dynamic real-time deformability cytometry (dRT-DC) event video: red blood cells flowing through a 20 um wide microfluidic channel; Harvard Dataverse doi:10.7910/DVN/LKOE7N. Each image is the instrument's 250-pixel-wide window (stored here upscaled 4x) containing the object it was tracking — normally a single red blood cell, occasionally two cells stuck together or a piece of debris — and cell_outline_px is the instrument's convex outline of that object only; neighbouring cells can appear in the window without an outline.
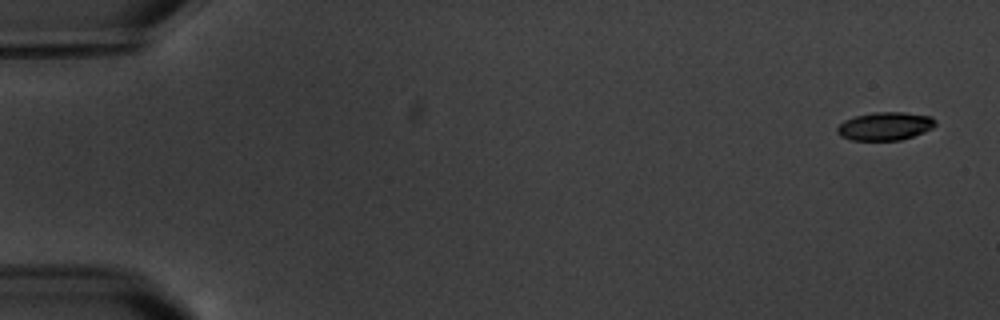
{"species": "common noctule bat (a hibernating species)", "species_latin": "Nyctalus noctula", "temperature_condition": "warm", "stored_images_in_passage": 6, "camera_frame_rate_fps": 3000, "um_per_image_px": 0.085, "animal": {"sex": "male", "body_mass_g": 20.1, "forearm_length_mm": 53.5}, "frame": {"image": 1, "passage_image": 1, "time_ms": 0.0, "image_size_px": [1000, 320], "cell_outline_px": [[936, 124], [932, 128], [924, 132], [900, 140], [852, 140], [840, 136], [836, 132], [836, 128], [844, 120], [856, 116], [872, 112], [904, 112], [932, 116], [936, 120]], "centroid_in_image_um": [75.23, 10.72], "position_along_channel_um": 9.8, "area_um2": 16.18}}
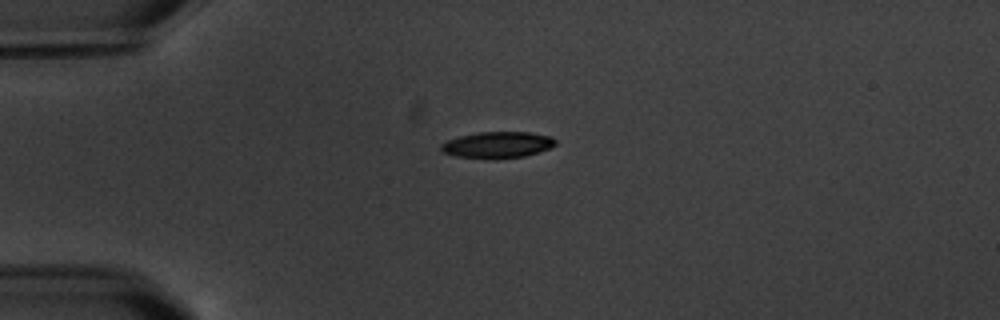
{"frame": {"image": 2, "passage_image": 4, "time_ms": 4.333, "image_size_px": [1000, 320], "cell_outline_px": [[556, 144], [548, 148], [524, 156], [456, 156], [444, 152], [440, 148], [440, 144], [448, 140], [460, 136], [480, 132], [528, 132], [552, 136], [556, 140]], "centroid_in_image_um": [42.31, 12.26], "position_along_channel_um": 42.7, "area_um2": 16.59}}